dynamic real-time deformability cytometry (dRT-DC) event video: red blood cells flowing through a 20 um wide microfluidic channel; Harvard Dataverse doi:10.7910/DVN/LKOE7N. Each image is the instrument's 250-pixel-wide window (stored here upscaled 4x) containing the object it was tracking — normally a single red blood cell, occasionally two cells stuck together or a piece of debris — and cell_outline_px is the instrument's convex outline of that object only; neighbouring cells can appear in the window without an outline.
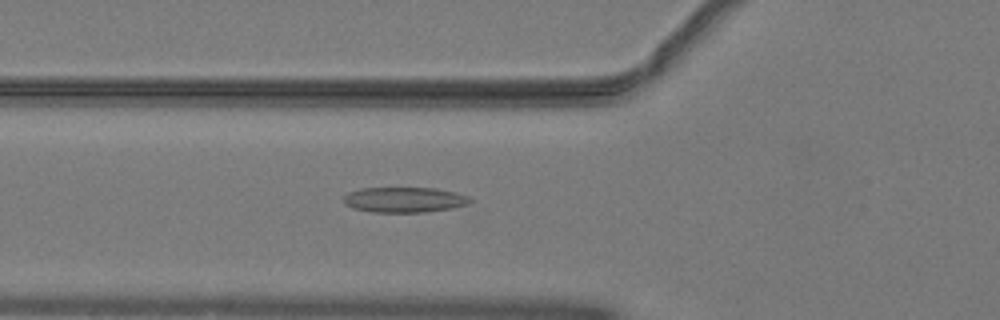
{"species": "common noctule bat (a hibernating species)", "species_latin": "Nyctalus noctula", "temperature_condition": "warm", "stored_images_in_passage": 44, "camera_frame_rate_fps": 3000, "um_per_image_px": 0.085, "animal": {"sex": "male", "body_mass_g": 19.2, "forearm_length_mm": 51.8}, "frame": {"image": 1, "passage_image": 12, "time_ms": 3.667, "image_size_px": [1000, 320], "cell_outline_px": [[472, 200], [468, 204], [452, 208], [424, 212], [372, 212], [352, 208], [344, 204], [344, 196], [348, 192], [360, 188], [436, 188], [456, 192], [468, 196]], "centroid_in_image_um": [34.36, 16.97], "position_along_channel_um": 91.4, "area_um2": 18.73}}
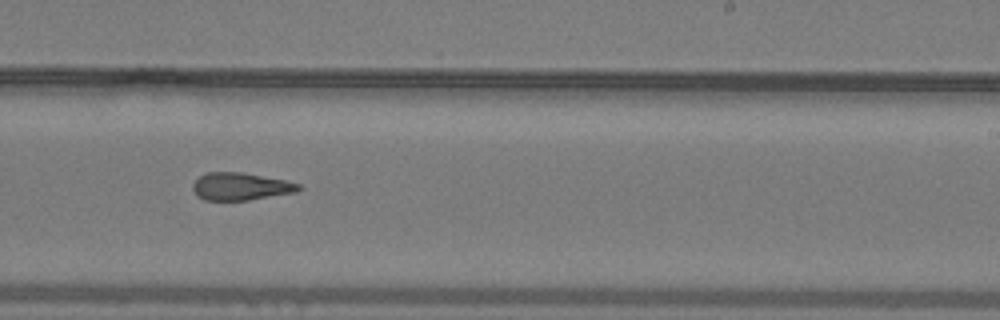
{"frame": {"image": 2, "passage_image": 25, "time_ms": 8.0, "image_size_px": [1000, 320], "cell_outline_px": [[304, 188], [296, 192], [248, 200], [204, 200], [192, 188], [192, 184], [200, 176], [208, 172], [244, 172], [284, 180], [300, 184]], "centroid_in_image_um": [20.49, 15.84], "position_along_channel_um": 268.5, "area_um2": 16.88}}
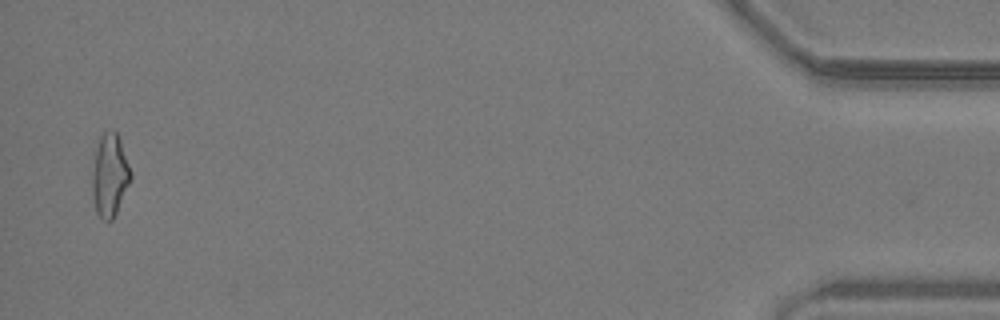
{"frame": {"image": 3, "passage_image": 43, "time_ms": 14.0, "image_size_px": [1000, 320], "cell_outline_px": [[132, 180], [112, 220], [104, 220], [96, 212], [92, 196], [92, 172], [96, 148], [100, 136], [104, 132], [116, 132], [120, 140], [132, 172]], "centroid_in_image_um": [9.34, 14.92], "position_along_channel_um": 425.9, "area_um2": 18.5}, "authors_computed_cell_mechanics": {"area_um2": 17.7446, "velocity_mm_per_s": 4.0783, "shape_relaxation_time_tau1_ms": null, "shape_relaxation_time_tau2_ms": 4.1311, "deformation_change_tau1": null, "deformation_change_tau2": 0.1411}}